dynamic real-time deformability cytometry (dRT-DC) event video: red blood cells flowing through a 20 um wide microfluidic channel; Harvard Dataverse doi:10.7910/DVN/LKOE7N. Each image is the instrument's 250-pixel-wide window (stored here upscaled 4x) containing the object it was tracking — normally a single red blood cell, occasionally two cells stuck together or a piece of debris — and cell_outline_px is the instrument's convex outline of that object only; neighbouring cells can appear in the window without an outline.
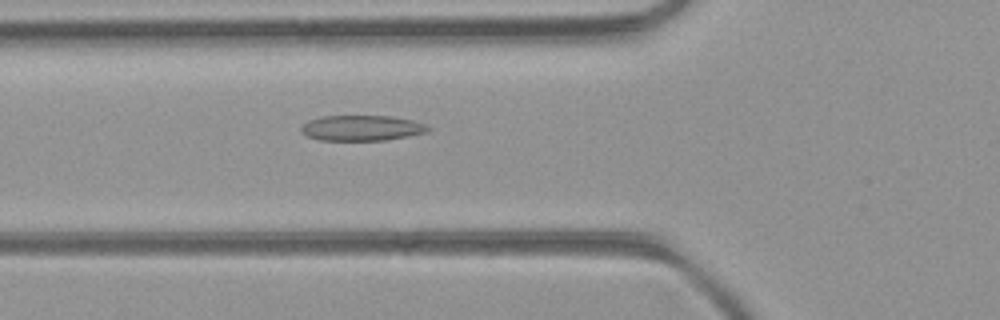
{"species": "common noctule bat (a hibernating species)", "species_latin": "Nyctalus noctula", "temperature_condition": "room temperature", "stored_images_in_passage": 52, "camera_frame_rate_fps": 3000, "um_per_image_px": 0.085, "animal": {"sex": "female", "body_mass_g": 21.9}, "frame": {"image": 1, "passage_image": 19, "time_ms": 6.0, "image_size_px": [1000, 320], "cell_outline_px": [[432, 128], [428, 132], [408, 136], [384, 140], [320, 140], [308, 136], [300, 132], [300, 128], [308, 120], [320, 116], [392, 116], [412, 120], [424, 124]], "centroid_in_image_um": [30.74, 10.87], "position_along_channel_um": 95.1, "area_um2": 18.84}}
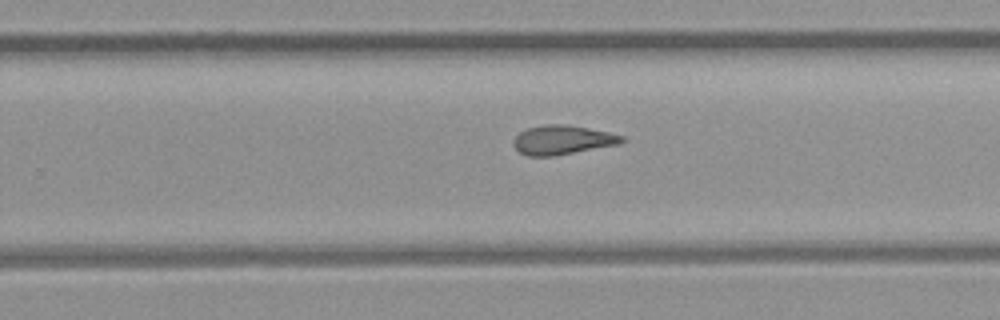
{"frame": {"image": 2, "passage_image": 33, "time_ms": 10.667, "image_size_px": [1000, 320], "cell_outline_px": [[624, 140], [620, 144], [556, 156], [528, 156], [520, 152], [512, 144], [512, 140], [520, 132], [528, 128], [544, 124], [568, 124], [608, 132], [624, 136]], "centroid_in_image_um": [47.8, 11.89], "position_along_channel_um": 282.0, "area_um2": 18.55}}
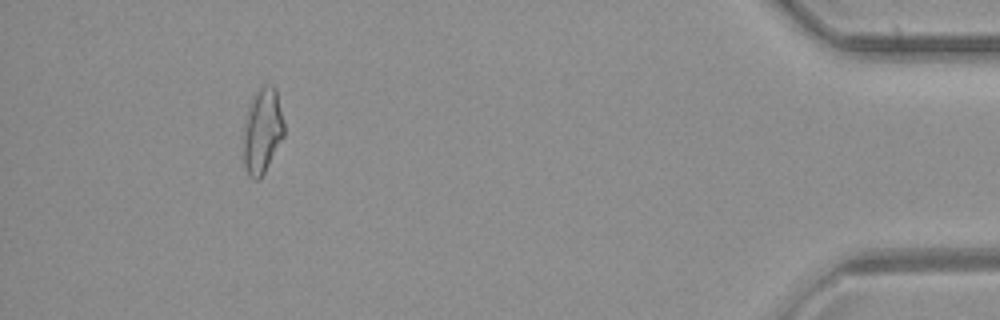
{"frame": {"image": 3, "passage_image": 48, "time_ms": 15.667, "image_size_px": [1000, 320], "cell_outline_px": [[284, 136], [264, 172], [256, 180], [248, 176], [244, 164], [244, 120], [248, 108], [256, 92], [264, 84], [272, 84], [276, 88], [284, 124]], "centroid_in_image_um": [22.3, 11.09], "position_along_channel_um": 412.9, "area_um2": 20.0}, "authors_computed_cell_mechanics": {"area_um2": 19.0451, "velocity_mm_per_s": 3.9959, "shape_relaxation_time_tau1_ms": null, "shape_relaxation_time_tau2_ms": 3.0342, "deformation_change_tau1": null, "deformation_change_tau2": 0.1098}}